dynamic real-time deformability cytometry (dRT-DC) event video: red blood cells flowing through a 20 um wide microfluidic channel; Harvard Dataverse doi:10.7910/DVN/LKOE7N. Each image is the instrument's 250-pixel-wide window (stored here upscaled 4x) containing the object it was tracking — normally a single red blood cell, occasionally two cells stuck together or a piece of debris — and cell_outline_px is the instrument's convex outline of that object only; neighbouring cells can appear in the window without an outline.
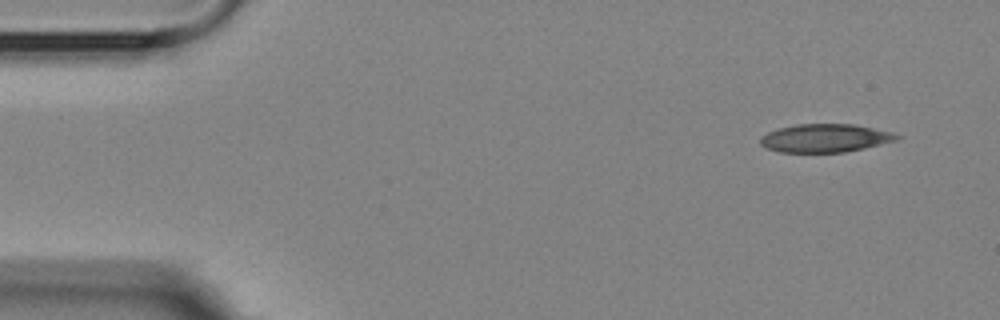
{"species": "Egyptian fruit bat (a non-hibernating species)", "species_latin": "Rousettus aegyptiacus", "temperature_condition": "room temperature", "stored_images_in_passage": 5, "camera_frame_rate_fps": 3000, "um_per_image_px": 0.085, "animal": {"sex": "female"}, "frame": {"image": 1, "passage_image": 1, "time_ms": 0.0, "image_size_px": [1000, 320], "cell_outline_px": [[904, 136], [900, 140], [864, 148], [844, 152], [780, 152], [764, 148], [760, 144], [760, 136], [768, 132], [780, 128], [796, 124], [856, 124], [892, 132]], "centroid_in_image_um": [70.17, 11.74], "position_along_channel_um": 14.8, "area_um2": 22.72}}
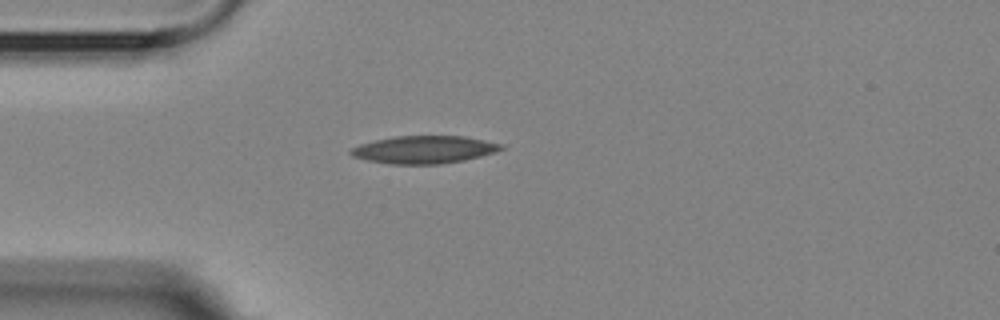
{"frame": {"image": 2, "passage_image": 4, "time_ms": 3.333, "image_size_px": [1000, 320], "cell_outline_px": [[504, 148], [496, 152], [464, 160], [440, 164], [388, 164], [368, 160], [352, 156], [348, 152], [352, 148], [360, 144], [376, 140], [396, 136], [464, 136], [504, 144]], "centroid_in_image_um": [36.06, 12.72], "position_along_channel_um": 48.9, "area_um2": 24.16}}